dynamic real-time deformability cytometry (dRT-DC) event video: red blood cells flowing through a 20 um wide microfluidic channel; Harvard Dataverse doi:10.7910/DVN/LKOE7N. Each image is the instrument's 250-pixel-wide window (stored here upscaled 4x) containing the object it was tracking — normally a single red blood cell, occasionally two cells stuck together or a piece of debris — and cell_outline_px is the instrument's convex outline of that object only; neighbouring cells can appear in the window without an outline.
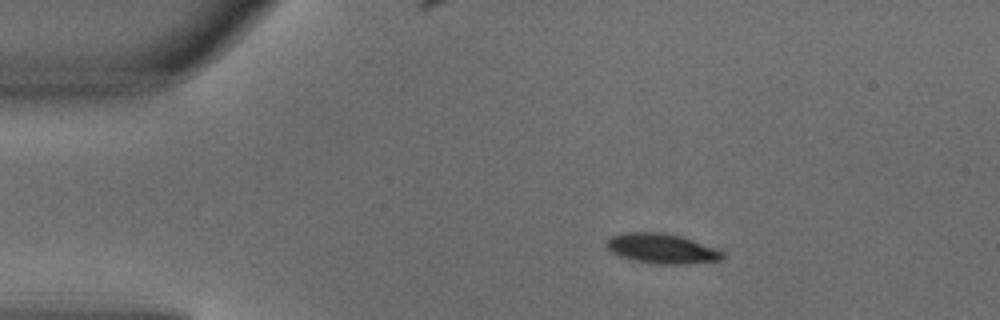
{"species": "common noctule bat (a hibernating species)", "species_latin": "Nyctalus noctula", "temperature_condition": "warm", "stored_images_in_passage": 4, "camera_frame_rate_fps": 3000, "um_per_image_px": 0.085, "animal": {"sex": "male", "body_mass_g": 18.8}, "frame": {"image": 1, "passage_image": 2, "time_ms": 0.333, "image_size_px": [1000, 320], "cell_outline_px": [[724, 256], [720, 260], [680, 264], [660, 264], [632, 260], [620, 256], [612, 252], [604, 244], [612, 236], [628, 232], [664, 232], [684, 236], [716, 248], [724, 252]], "centroid_in_image_um": [56.27, 21.11], "position_along_channel_um": 28.7, "area_um2": 20.23}}
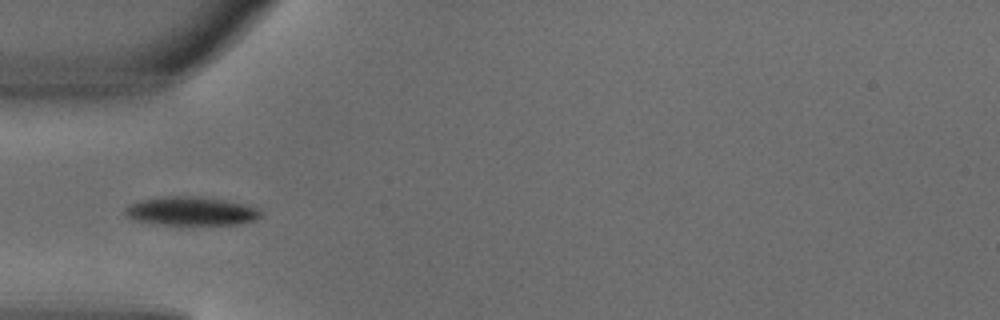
{"frame": {"image": 2, "passage_image": 4, "time_ms": 1.0, "image_size_px": [1000, 320], "cell_outline_px": [[264, 216], [256, 220], [240, 224], [156, 224], [132, 220], [124, 212], [132, 204], [144, 200], [168, 196], [192, 196], [224, 200], [244, 204], [256, 208], [264, 212]], "centroid_in_image_um": [16.32, 17.96], "position_along_channel_um": 68.7, "area_um2": 22.37}}